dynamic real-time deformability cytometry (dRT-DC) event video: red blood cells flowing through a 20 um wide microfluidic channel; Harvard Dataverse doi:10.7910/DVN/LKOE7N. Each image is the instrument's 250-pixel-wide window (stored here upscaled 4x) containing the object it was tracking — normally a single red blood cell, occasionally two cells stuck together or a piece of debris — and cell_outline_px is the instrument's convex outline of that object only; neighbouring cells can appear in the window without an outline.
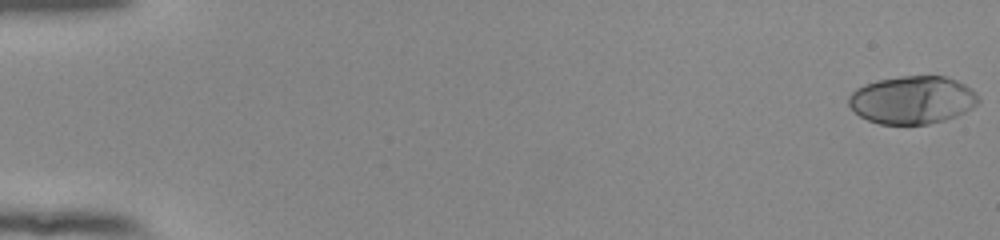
{"species": "human", "species_latin": "Homo sapiens", "temperature_condition": "room temperature", "stored_images_in_passage": 55, "camera_frame_rate_fps": 3000, "um_per_image_px": 0.085, "donor": {"sex": "female"}, "frame": {"image": 1, "passage_image": 1, "time_ms": 0.0, "image_size_px": [1000, 240], "cell_outline_px": [[980, 100], [972, 108], [956, 116], [944, 120], [928, 124], [880, 124], [868, 120], [860, 116], [848, 104], [848, 96], [856, 88], [864, 84], [876, 80], [900, 76], [944, 76], [956, 80], [972, 88], [976, 92]], "centroid_in_image_um": [77.55, 8.48], "position_along_channel_um": 7.5, "area_um2": 36.3}}
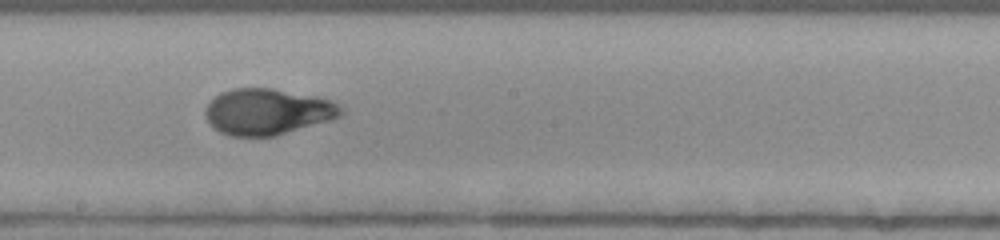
{"frame": {"image": 2, "passage_image": 32, "time_ms": 10.333, "image_size_px": [1000, 240], "cell_outline_px": [[344, 112], [340, 116], [332, 120], [276, 136], [232, 136], [220, 132], [208, 120], [204, 112], [204, 108], [208, 100], [220, 92], [232, 88], [272, 88], [316, 96], [332, 100], [340, 104], [344, 108]], "centroid_in_image_um": [22.76, 9.48], "position_along_channel_um": 225.4, "area_um2": 36.93}}
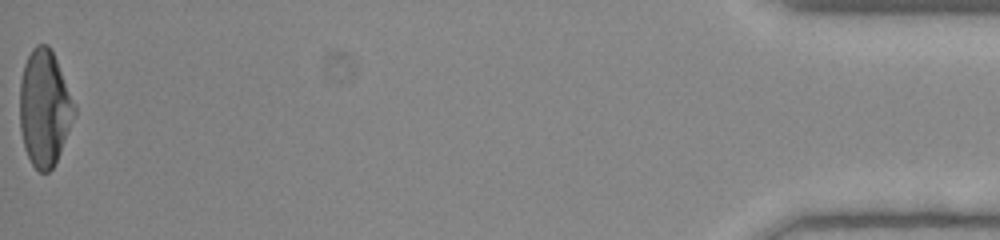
{"frame": {"image": 3, "passage_image": 55, "time_ms": 18.0, "image_size_px": [1000, 240], "cell_outline_px": [[76, 112], [60, 152], [52, 168], [48, 172], [40, 172], [32, 164], [24, 148], [20, 128], [20, 80], [24, 64], [32, 48], [36, 44], [48, 44], [56, 60], [76, 104]], "centroid_in_image_um": [3.77, 9.17], "position_along_channel_um": 431.4, "area_um2": 36.76}, "authors_computed_cell_mechanics": {"area_um2": 36.125, "velocity_mm_per_s": 3.873, "shape_relaxation_time_tau1_ms": 5.5016, "shape_relaxation_time_tau2_ms": null, "deformation_change_tau1": 0.2831, "deformation_change_tau2": null}}